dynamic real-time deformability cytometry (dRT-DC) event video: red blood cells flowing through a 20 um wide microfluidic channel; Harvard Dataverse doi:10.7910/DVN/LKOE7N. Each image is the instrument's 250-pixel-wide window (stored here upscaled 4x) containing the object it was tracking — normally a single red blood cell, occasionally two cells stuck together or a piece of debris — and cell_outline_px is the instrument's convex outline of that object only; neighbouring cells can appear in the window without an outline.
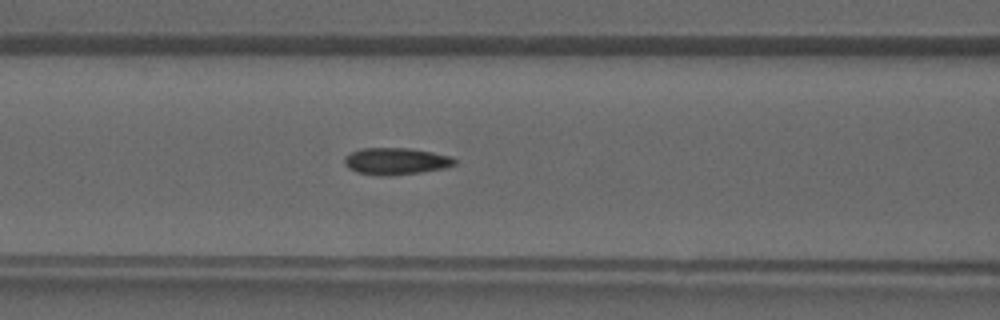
{"species": "common noctule bat (a hibernating species)", "species_latin": "Nyctalus noctula", "temperature_condition": "warm", "stored_images_in_passage": 42, "camera_frame_rate_fps": 3000, "um_per_image_px": 0.085, "animal": {"sex": "male", "forearm_length_mm": 52.5}, "frame": {"image": 1, "passage_image": 18, "time_ms": 5.667, "image_size_px": [1000, 320], "cell_outline_px": [[456, 164], [448, 168], [420, 172], [384, 176], [380, 176], [356, 172], [348, 168], [344, 164], [344, 156], [360, 148], [412, 148], [452, 156], [456, 160]], "centroid_in_image_um": [33.66, 13.7], "position_along_channel_um": 132.9, "area_um2": 17.46}}
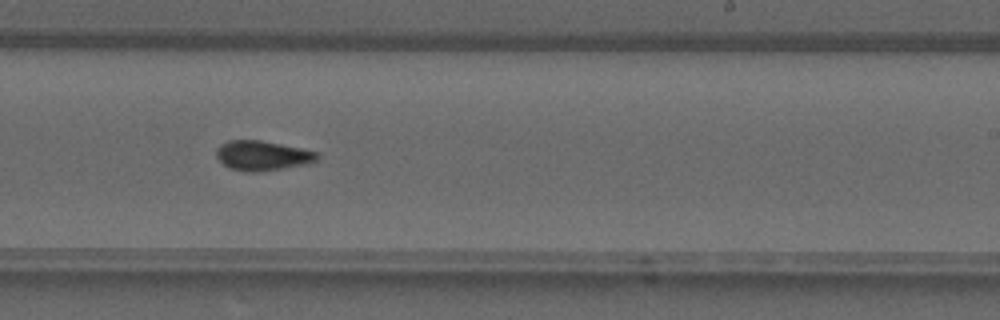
{"frame": {"image": 2, "passage_image": 26, "time_ms": 8.333, "image_size_px": [1000, 320], "cell_outline_px": [[320, 156], [316, 160], [304, 164], [280, 168], [252, 172], [248, 172], [228, 168], [216, 156], [216, 148], [220, 144], [228, 140], [260, 140], [300, 148], [316, 152]], "centroid_in_image_um": [22.24, 13.21], "position_along_channel_um": 266.8, "area_um2": 17.17}}
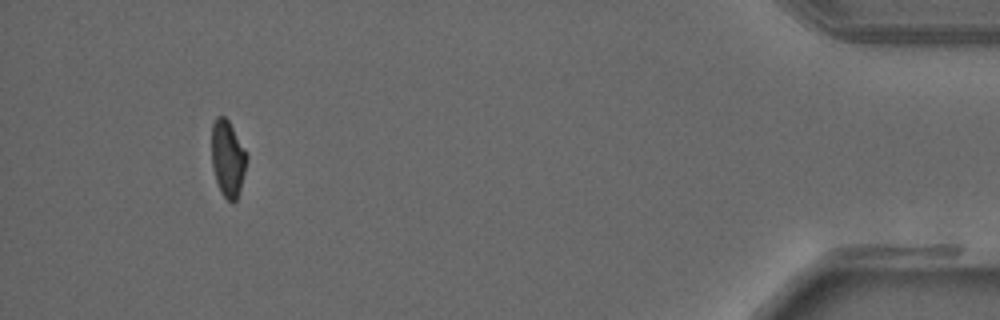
{"frame": {"image": 3, "passage_image": 39, "time_ms": 12.667, "image_size_px": [1000, 320], "cell_outline_px": [[248, 156], [240, 188], [236, 200], [232, 204], [220, 192], [216, 180], [212, 164], [212, 124], [216, 116], [224, 116], [228, 120], [244, 148]], "centroid_in_image_um": [19.35, 13.47], "position_along_channel_um": 415.9, "area_um2": 15.43}}